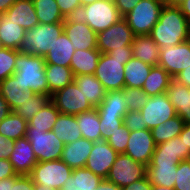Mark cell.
<instances>
[{"label":"cell","mask_w":190,"mask_h":190,"mask_svg":"<svg viewBox=\"0 0 190 190\" xmlns=\"http://www.w3.org/2000/svg\"><path fill=\"white\" fill-rule=\"evenodd\" d=\"M117 156L118 153L107 143V141L99 140L93 142V147L85 168L91 170L102 179H106Z\"/></svg>","instance_id":"obj_15"},{"label":"cell","mask_w":190,"mask_h":190,"mask_svg":"<svg viewBox=\"0 0 190 190\" xmlns=\"http://www.w3.org/2000/svg\"><path fill=\"white\" fill-rule=\"evenodd\" d=\"M100 54L98 49L75 50L70 63L73 75H94Z\"/></svg>","instance_id":"obj_24"},{"label":"cell","mask_w":190,"mask_h":190,"mask_svg":"<svg viewBox=\"0 0 190 190\" xmlns=\"http://www.w3.org/2000/svg\"><path fill=\"white\" fill-rule=\"evenodd\" d=\"M3 48V46H2V43H1V40H0V49H2Z\"/></svg>","instance_id":"obj_65"},{"label":"cell","mask_w":190,"mask_h":190,"mask_svg":"<svg viewBox=\"0 0 190 190\" xmlns=\"http://www.w3.org/2000/svg\"><path fill=\"white\" fill-rule=\"evenodd\" d=\"M45 74L48 84V95L50 96L74 81V75L70 67L46 64Z\"/></svg>","instance_id":"obj_31"},{"label":"cell","mask_w":190,"mask_h":190,"mask_svg":"<svg viewBox=\"0 0 190 190\" xmlns=\"http://www.w3.org/2000/svg\"><path fill=\"white\" fill-rule=\"evenodd\" d=\"M107 54L110 55L112 58L131 59L133 57L132 45L125 46L119 50L114 49V50L108 52Z\"/></svg>","instance_id":"obj_53"},{"label":"cell","mask_w":190,"mask_h":190,"mask_svg":"<svg viewBox=\"0 0 190 190\" xmlns=\"http://www.w3.org/2000/svg\"><path fill=\"white\" fill-rule=\"evenodd\" d=\"M139 1L140 0H114L115 5L122 17L129 13Z\"/></svg>","instance_id":"obj_50"},{"label":"cell","mask_w":190,"mask_h":190,"mask_svg":"<svg viewBox=\"0 0 190 190\" xmlns=\"http://www.w3.org/2000/svg\"><path fill=\"white\" fill-rule=\"evenodd\" d=\"M0 95L7 102L11 111H13L15 108L22 105L26 99L29 100L33 97L35 93L24 91L19 80H16V78L11 75L0 82Z\"/></svg>","instance_id":"obj_22"},{"label":"cell","mask_w":190,"mask_h":190,"mask_svg":"<svg viewBox=\"0 0 190 190\" xmlns=\"http://www.w3.org/2000/svg\"><path fill=\"white\" fill-rule=\"evenodd\" d=\"M0 190H10V177L0 180Z\"/></svg>","instance_id":"obj_60"},{"label":"cell","mask_w":190,"mask_h":190,"mask_svg":"<svg viewBox=\"0 0 190 190\" xmlns=\"http://www.w3.org/2000/svg\"><path fill=\"white\" fill-rule=\"evenodd\" d=\"M9 161L18 175H30L37 163V158L30 142L25 137L14 140V149Z\"/></svg>","instance_id":"obj_18"},{"label":"cell","mask_w":190,"mask_h":190,"mask_svg":"<svg viewBox=\"0 0 190 190\" xmlns=\"http://www.w3.org/2000/svg\"><path fill=\"white\" fill-rule=\"evenodd\" d=\"M180 139L183 140L185 144V148H189L190 150V124H185L183 130L179 135Z\"/></svg>","instance_id":"obj_55"},{"label":"cell","mask_w":190,"mask_h":190,"mask_svg":"<svg viewBox=\"0 0 190 190\" xmlns=\"http://www.w3.org/2000/svg\"><path fill=\"white\" fill-rule=\"evenodd\" d=\"M63 26L75 50L97 49V33L86 22L68 17L64 20Z\"/></svg>","instance_id":"obj_16"},{"label":"cell","mask_w":190,"mask_h":190,"mask_svg":"<svg viewBox=\"0 0 190 190\" xmlns=\"http://www.w3.org/2000/svg\"><path fill=\"white\" fill-rule=\"evenodd\" d=\"M140 112L143 116V122L149 130L177 115L166 93L150 96Z\"/></svg>","instance_id":"obj_13"},{"label":"cell","mask_w":190,"mask_h":190,"mask_svg":"<svg viewBox=\"0 0 190 190\" xmlns=\"http://www.w3.org/2000/svg\"><path fill=\"white\" fill-rule=\"evenodd\" d=\"M95 1H97V0H80L81 6H84V5L93 3V2H95Z\"/></svg>","instance_id":"obj_64"},{"label":"cell","mask_w":190,"mask_h":190,"mask_svg":"<svg viewBox=\"0 0 190 190\" xmlns=\"http://www.w3.org/2000/svg\"><path fill=\"white\" fill-rule=\"evenodd\" d=\"M82 138L91 142L101 140L100 120L97 108L76 115Z\"/></svg>","instance_id":"obj_33"},{"label":"cell","mask_w":190,"mask_h":190,"mask_svg":"<svg viewBox=\"0 0 190 190\" xmlns=\"http://www.w3.org/2000/svg\"><path fill=\"white\" fill-rule=\"evenodd\" d=\"M12 163L8 159H0V180L16 176Z\"/></svg>","instance_id":"obj_51"},{"label":"cell","mask_w":190,"mask_h":190,"mask_svg":"<svg viewBox=\"0 0 190 190\" xmlns=\"http://www.w3.org/2000/svg\"><path fill=\"white\" fill-rule=\"evenodd\" d=\"M160 47L149 35L134 36L132 42L133 57L150 64L158 65Z\"/></svg>","instance_id":"obj_26"},{"label":"cell","mask_w":190,"mask_h":190,"mask_svg":"<svg viewBox=\"0 0 190 190\" xmlns=\"http://www.w3.org/2000/svg\"><path fill=\"white\" fill-rule=\"evenodd\" d=\"M173 78L161 66H152L150 74L145 81L142 90L148 96L166 93L169 83Z\"/></svg>","instance_id":"obj_34"},{"label":"cell","mask_w":190,"mask_h":190,"mask_svg":"<svg viewBox=\"0 0 190 190\" xmlns=\"http://www.w3.org/2000/svg\"><path fill=\"white\" fill-rule=\"evenodd\" d=\"M122 93L124 96L123 100L126 102L128 110L131 111H140L150 97L140 88L124 87Z\"/></svg>","instance_id":"obj_41"},{"label":"cell","mask_w":190,"mask_h":190,"mask_svg":"<svg viewBox=\"0 0 190 190\" xmlns=\"http://www.w3.org/2000/svg\"><path fill=\"white\" fill-rule=\"evenodd\" d=\"M11 109L4 98L0 95V122L11 113Z\"/></svg>","instance_id":"obj_56"},{"label":"cell","mask_w":190,"mask_h":190,"mask_svg":"<svg viewBox=\"0 0 190 190\" xmlns=\"http://www.w3.org/2000/svg\"><path fill=\"white\" fill-rule=\"evenodd\" d=\"M134 33L123 17L109 28L97 34V49L101 53H108L132 45Z\"/></svg>","instance_id":"obj_11"},{"label":"cell","mask_w":190,"mask_h":190,"mask_svg":"<svg viewBox=\"0 0 190 190\" xmlns=\"http://www.w3.org/2000/svg\"><path fill=\"white\" fill-rule=\"evenodd\" d=\"M51 101V96L46 94H35L29 100H25L22 105L15 108L12 112L21 116L26 121H29L43 107Z\"/></svg>","instance_id":"obj_40"},{"label":"cell","mask_w":190,"mask_h":190,"mask_svg":"<svg viewBox=\"0 0 190 190\" xmlns=\"http://www.w3.org/2000/svg\"><path fill=\"white\" fill-rule=\"evenodd\" d=\"M154 157L174 159L180 162L190 159V150L189 148H185L183 140L177 136L166 142L157 144L155 147Z\"/></svg>","instance_id":"obj_32"},{"label":"cell","mask_w":190,"mask_h":190,"mask_svg":"<svg viewBox=\"0 0 190 190\" xmlns=\"http://www.w3.org/2000/svg\"><path fill=\"white\" fill-rule=\"evenodd\" d=\"M101 140L107 141L110 133L124 124L122 115L99 114Z\"/></svg>","instance_id":"obj_43"},{"label":"cell","mask_w":190,"mask_h":190,"mask_svg":"<svg viewBox=\"0 0 190 190\" xmlns=\"http://www.w3.org/2000/svg\"><path fill=\"white\" fill-rule=\"evenodd\" d=\"M52 131L58 139L63 141L64 144H69L82 138L81 130L77 124L76 115L60 113L57 121L52 127Z\"/></svg>","instance_id":"obj_29"},{"label":"cell","mask_w":190,"mask_h":190,"mask_svg":"<svg viewBox=\"0 0 190 190\" xmlns=\"http://www.w3.org/2000/svg\"><path fill=\"white\" fill-rule=\"evenodd\" d=\"M156 144L149 129L130 131L125 153L135 161L149 165L154 157Z\"/></svg>","instance_id":"obj_14"},{"label":"cell","mask_w":190,"mask_h":190,"mask_svg":"<svg viewBox=\"0 0 190 190\" xmlns=\"http://www.w3.org/2000/svg\"><path fill=\"white\" fill-rule=\"evenodd\" d=\"M33 3L38 22L41 24L63 23L66 19L56 0H34Z\"/></svg>","instance_id":"obj_35"},{"label":"cell","mask_w":190,"mask_h":190,"mask_svg":"<svg viewBox=\"0 0 190 190\" xmlns=\"http://www.w3.org/2000/svg\"><path fill=\"white\" fill-rule=\"evenodd\" d=\"M174 189L190 190V159L178 163Z\"/></svg>","instance_id":"obj_45"},{"label":"cell","mask_w":190,"mask_h":190,"mask_svg":"<svg viewBox=\"0 0 190 190\" xmlns=\"http://www.w3.org/2000/svg\"><path fill=\"white\" fill-rule=\"evenodd\" d=\"M174 79L177 82L190 87V67L181 71Z\"/></svg>","instance_id":"obj_54"},{"label":"cell","mask_w":190,"mask_h":190,"mask_svg":"<svg viewBox=\"0 0 190 190\" xmlns=\"http://www.w3.org/2000/svg\"><path fill=\"white\" fill-rule=\"evenodd\" d=\"M158 65L173 79L190 67V40L179 45L160 48Z\"/></svg>","instance_id":"obj_12"},{"label":"cell","mask_w":190,"mask_h":190,"mask_svg":"<svg viewBox=\"0 0 190 190\" xmlns=\"http://www.w3.org/2000/svg\"><path fill=\"white\" fill-rule=\"evenodd\" d=\"M10 190H34V183L30 175H16L10 177Z\"/></svg>","instance_id":"obj_47"},{"label":"cell","mask_w":190,"mask_h":190,"mask_svg":"<svg viewBox=\"0 0 190 190\" xmlns=\"http://www.w3.org/2000/svg\"><path fill=\"white\" fill-rule=\"evenodd\" d=\"M75 52V47L72 45L70 39L63 32L48 50L43 57L46 64H56L64 67H70L72 56Z\"/></svg>","instance_id":"obj_21"},{"label":"cell","mask_w":190,"mask_h":190,"mask_svg":"<svg viewBox=\"0 0 190 190\" xmlns=\"http://www.w3.org/2000/svg\"><path fill=\"white\" fill-rule=\"evenodd\" d=\"M166 94L175 108L177 115L185 124H190V87L172 79Z\"/></svg>","instance_id":"obj_20"},{"label":"cell","mask_w":190,"mask_h":190,"mask_svg":"<svg viewBox=\"0 0 190 190\" xmlns=\"http://www.w3.org/2000/svg\"><path fill=\"white\" fill-rule=\"evenodd\" d=\"M123 122L129 131L147 129V126L143 122V116L140 111L128 110V112L123 117Z\"/></svg>","instance_id":"obj_46"},{"label":"cell","mask_w":190,"mask_h":190,"mask_svg":"<svg viewBox=\"0 0 190 190\" xmlns=\"http://www.w3.org/2000/svg\"><path fill=\"white\" fill-rule=\"evenodd\" d=\"M92 147L93 142L85 138L64 144L61 160L72 169L84 168Z\"/></svg>","instance_id":"obj_19"},{"label":"cell","mask_w":190,"mask_h":190,"mask_svg":"<svg viewBox=\"0 0 190 190\" xmlns=\"http://www.w3.org/2000/svg\"><path fill=\"white\" fill-rule=\"evenodd\" d=\"M178 7L182 11L183 15L187 18V21L190 23V0H185Z\"/></svg>","instance_id":"obj_58"},{"label":"cell","mask_w":190,"mask_h":190,"mask_svg":"<svg viewBox=\"0 0 190 190\" xmlns=\"http://www.w3.org/2000/svg\"><path fill=\"white\" fill-rule=\"evenodd\" d=\"M189 28L190 23L178 6L164 4L149 36L160 48L175 46L189 40Z\"/></svg>","instance_id":"obj_1"},{"label":"cell","mask_w":190,"mask_h":190,"mask_svg":"<svg viewBox=\"0 0 190 190\" xmlns=\"http://www.w3.org/2000/svg\"><path fill=\"white\" fill-rule=\"evenodd\" d=\"M56 3L65 18L74 17L77 10L81 7L80 0H56Z\"/></svg>","instance_id":"obj_48"},{"label":"cell","mask_w":190,"mask_h":190,"mask_svg":"<svg viewBox=\"0 0 190 190\" xmlns=\"http://www.w3.org/2000/svg\"><path fill=\"white\" fill-rule=\"evenodd\" d=\"M178 163L174 159L153 157L146 172L151 185L174 188Z\"/></svg>","instance_id":"obj_17"},{"label":"cell","mask_w":190,"mask_h":190,"mask_svg":"<svg viewBox=\"0 0 190 190\" xmlns=\"http://www.w3.org/2000/svg\"><path fill=\"white\" fill-rule=\"evenodd\" d=\"M73 169L61 159L37 162L30 174L36 185L62 190L65 181L72 175Z\"/></svg>","instance_id":"obj_6"},{"label":"cell","mask_w":190,"mask_h":190,"mask_svg":"<svg viewBox=\"0 0 190 190\" xmlns=\"http://www.w3.org/2000/svg\"><path fill=\"white\" fill-rule=\"evenodd\" d=\"M19 53L15 49H0V82L15 73V60Z\"/></svg>","instance_id":"obj_42"},{"label":"cell","mask_w":190,"mask_h":190,"mask_svg":"<svg viewBox=\"0 0 190 190\" xmlns=\"http://www.w3.org/2000/svg\"><path fill=\"white\" fill-rule=\"evenodd\" d=\"M74 18L86 22L97 34L117 23L120 15L115 2L112 0H97L93 3L81 6Z\"/></svg>","instance_id":"obj_3"},{"label":"cell","mask_w":190,"mask_h":190,"mask_svg":"<svg viewBox=\"0 0 190 190\" xmlns=\"http://www.w3.org/2000/svg\"><path fill=\"white\" fill-rule=\"evenodd\" d=\"M184 121L176 115L175 117L161 123L151 130L155 144L166 142L180 135L184 128Z\"/></svg>","instance_id":"obj_38"},{"label":"cell","mask_w":190,"mask_h":190,"mask_svg":"<svg viewBox=\"0 0 190 190\" xmlns=\"http://www.w3.org/2000/svg\"><path fill=\"white\" fill-rule=\"evenodd\" d=\"M26 138L31 144L37 162L61 159L64 143L56 137L53 131L43 132L27 126Z\"/></svg>","instance_id":"obj_7"},{"label":"cell","mask_w":190,"mask_h":190,"mask_svg":"<svg viewBox=\"0 0 190 190\" xmlns=\"http://www.w3.org/2000/svg\"><path fill=\"white\" fill-rule=\"evenodd\" d=\"M59 114L60 111L56 108L55 104L50 101L43 107V109L35 114L32 119L27 121V126L34 127L35 130L43 132L52 131V127L57 121Z\"/></svg>","instance_id":"obj_36"},{"label":"cell","mask_w":190,"mask_h":190,"mask_svg":"<svg viewBox=\"0 0 190 190\" xmlns=\"http://www.w3.org/2000/svg\"><path fill=\"white\" fill-rule=\"evenodd\" d=\"M25 31L22 26L11 20L5 13H1L0 40L3 48L19 50Z\"/></svg>","instance_id":"obj_25"},{"label":"cell","mask_w":190,"mask_h":190,"mask_svg":"<svg viewBox=\"0 0 190 190\" xmlns=\"http://www.w3.org/2000/svg\"><path fill=\"white\" fill-rule=\"evenodd\" d=\"M147 166L135 161L130 156L118 154L110 168L106 180L116 184L119 188L133 183L146 176Z\"/></svg>","instance_id":"obj_9"},{"label":"cell","mask_w":190,"mask_h":190,"mask_svg":"<svg viewBox=\"0 0 190 190\" xmlns=\"http://www.w3.org/2000/svg\"><path fill=\"white\" fill-rule=\"evenodd\" d=\"M96 190H122L116 184L103 179Z\"/></svg>","instance_id":"obj_57"},{"label":"cell","mask_w":190,"mask_h":190,"mask_svg":"<svg viewBox=\"0 0 190 190\" xmlns=\"http://www.w3.org/2000/svg\"><path fill=\"white\" fill-rule=\"evenodd\" d=\"M151 183L147 177L141 178L133 183L126 185L122 188V190H151Z\"/></svg>","instance_id":"obj_52"},{"label":"cell","mask_w":190,"mask_h":190,"mask_svg":"<svg viewBox=\"0 0 190 190\" xmlns=\"http://www.w3.org/2000/svg\"><path fill=\"white\" fill-rule=\"evenodd\" d=\"M5 14L25 30L39 24L34 3L30 0H17Z\"/></svg>","instance_id":"obj_23"},{"label":"cell","mask_w":190,"mask_h":190,"mask_svg":"<svg viewBox=\"0 0 190 190\" xmlns=\"http://www.w3.org/2000/svg\"><path fill=\"white\" fill-rule=\"evenodd\" d=\"M27 121L11 112L0 122V134L8 139L18 140L26 136Z\"/></svg>","instance_id":"obj_39"},{"label":"cell","mask_w":190,"mask_h":190,"mask_svg":"<svg viewBox=\"0 0 190 190\" xmlns=\"http://www.w3.org/2000/svg\"><path fill=\"white\" fill-rule=\"evenodd\" d=\"M74 82L94 108L100 105L107 91L98 81L95 75L74 76Z\"/></svg>","instance_id":"obj_27"},{"label":"cell","mask_w":190,"mask_h":190,"mask_svg":"<svg viewBox=\"0 0 190 190\" xmlns=\"http://www.w3.org/2000/svg\"><path fill=\"white\" fill-rule=\"evenodd\" d=\"M45 65L46 62L42 56L19 53L16 56L13 76L19 80L24 91L48 95Z\"/></svg>","instance_id":"obj_2"},{"label":"cell","mask_w":190,"mask_h":190,"mask_svg":"<svg viewBox=\"0 0 190 190\" xmlns=\"http://www.w3.org/2000/svg\"><path fill=\"white\" fill-rule=\"evenodd\" d=\"M151 190H175L174 188L152 185Z\"/></svg>","instance_id":"obj_62"},{"label":"cell","mask_w":190,"mask_h":190,"mask_svg":"<svg viewBox=\"0 0 190 190\" xmlns=\"http://www.w3.org/2000/svg\"><path fill=\"white\" fill-rule=\"evenodd\" d=\"M14 149V140L0 134V159H8Z\"/></svg>","instance_id":"obj_49"},{"label":"cell","mask_w":190,"mask_h":190,"mask_svg":"<svg viewBox=\"0 0 190 190\" xmlns=\"http://www.w3.org/2000/svg\"><path fill=\"white\" fill-rule=\"evenodd\" d=\"M63 32V23H39L37 26L25 31L24 39L18 51L44 57Z\"/></svg>","instance_id":"obj_4"},{"label":"cell","mask_w":190,"mask_h":190,"mask_svg":"<svg viewBox=\"0 0 190 190\" xmlns=\"http://www.w3.org/2000/svg\"><path fill=\"white\" fill-rule=\"evenodd\" d=\"M51 101L62 114L78 115L94 108L74 81L53 93Z\"/></svg>","instance_id":"obj_10"},{"label":"cell","mask_w":190,"mask_h":190,"mask_svg":"<svg viewBox=\"0 0 190 190\" xmlns=\"http://www.w3.org/2000/svg\"><path fill=\"white\" fill-rule=\"evenodd\" d=\"M185 0H164L165 4H169L172 6H179L182 4Z\"/></svg>","instance_id":"obj_61"},{"label":"cell","mask_w":190,"mask_h":190,"mask_svg":"<svg viewBox=\"0 0 190 190\" xmlns=\"http://www.w3.org/2000/svg\"><path fill=\"white\" fill-rule=\"evenodd\" d=\"M152 65L132 57L124 66L125 87L142 89Z\"/></svg>","instance_id":"obj_30"},{"label":"cell","mask_w":190,"mask_h":190,"mask_svg":"<svg viewBox=\"0 0 190 190\" xmlns=\"http://www.w3.org/2000/svg\"><path fill=\"white\" fill-rule=\"evenodd\" d=\"M102 180L85 167L73 169L72 175L65 181L62 190H96Z\"/></svg>","instance_id":"obj_28"},{"label":"cell","mask_w":190,"mask_h":190,"mask_svg":"<svg viewBox=\"0 0 190 190\" xmlns=\"http://www.w3.org/2000/svg\"><path fill=\"white\" fill-rule=\"evenodd\" d=\"M17 0H0V13H5Z\"/></svg>","instance_id":"obj_59"},{"label":"cell","mask_w":190,"mask_h":190,"mask_svg":"<svg viewBox=\"0 0 190 190\" xmlns=\"http://www.w3.org/2000/svg\"><path fill=\"white\" fill-rule=\"evenodd\" d=\"M129 60L112 58L107 53L100 54L94 75L106 91L122 90L125 87L124 66Z\"/></svg>","instance_id":"obj_8"},{"label":"cell","mask_w":190,"mask_h":190,"mask_svg":"<svg viewBox=\"0 0 190 190\" xmlns=\"http://www.w3.org/2000/svg\"><path fill=\"white\" fill-rule=\"evenodd\" d=\"M164 4V0H140L123 19L135 36L149 35L158 22Z\"/></svg>","instance_id":"obj_5"},{"label":"cell","mask_w":190,"mask_h":190,"mask_svg":"<svg viewBox=\"0 0 190 190\" xmlns=\"http://www.w3.org/2000/svg\"><path fill=\"white\" fill-rule=\"evenodd\" d=\"M130 131L123 124L115 132L110 133L107 143L118 153H125Z\"/></svg>","instance_id":"obj_44"},{"label":"cell","mask_w":190,"mask_h":190,"mask_svg":"<svg viewBox=\"0 0 190 190\" xmlns=\"http://www.w3.org/2000/svg\"><path fill=\"white\" fill-rule=\"evenodd\" d=\"M122 90L107 91L103 101L97 108L99 114L122 115L128 112L126 102L123 100Z\"/></svg>","instance_id":"obj_37"},{"label":"cell","mask_w":190,"mask_h":190,"mask_svg":"<svg viewBox=\"0 0 190 190\" xmlns=\"http://www.w3.org/2000/svg\"><path fill=\"white\" fill-rule=\"evenodd\" d=\"M34 190H56V189L47 188V187H45V186H41V185H36V184H34Z\"/></svg>","instance_id":"obj_63"}]
</instances>
